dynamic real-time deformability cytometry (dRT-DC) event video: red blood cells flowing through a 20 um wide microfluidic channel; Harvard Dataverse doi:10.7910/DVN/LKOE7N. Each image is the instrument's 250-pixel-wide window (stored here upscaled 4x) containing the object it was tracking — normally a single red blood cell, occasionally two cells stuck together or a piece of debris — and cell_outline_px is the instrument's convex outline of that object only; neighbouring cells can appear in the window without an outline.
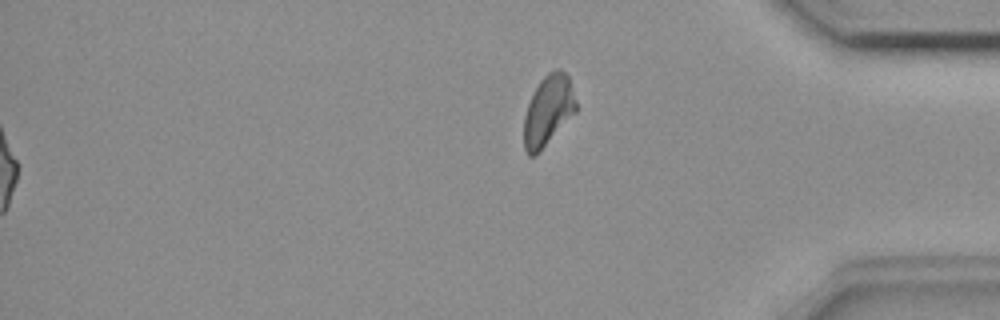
{"species": "common noctule bat (a hibernating species)", "species_latin": "Nyctalus noctula", "temperature_condition": "room temperature", "stored_images_in_passage": 56, "segment_of_instrument_passage": [2, 2], "camera_frame_rate_fps": 3000, "um_per_image_px": 0.085, "animal": {"sex": "female", "body_mass_g": 18.4}, "frame": {"image": 1, "passage_image": 56, "time_ms": 18.333, "image_size_px": [1000, 320], "cell_outline_px": [[576, 112], [540, 152], [536, 156], [528, 156], [524, 148], [524, 116], [532, 92], [540, 80], [548, 72], [556, 68], [560, 68], [568, 76], [576, 100]], "centroid_in_image_um": [46.58, 9.4], "position_along_channel_um": 388.6, "area_um2": 21.56}}